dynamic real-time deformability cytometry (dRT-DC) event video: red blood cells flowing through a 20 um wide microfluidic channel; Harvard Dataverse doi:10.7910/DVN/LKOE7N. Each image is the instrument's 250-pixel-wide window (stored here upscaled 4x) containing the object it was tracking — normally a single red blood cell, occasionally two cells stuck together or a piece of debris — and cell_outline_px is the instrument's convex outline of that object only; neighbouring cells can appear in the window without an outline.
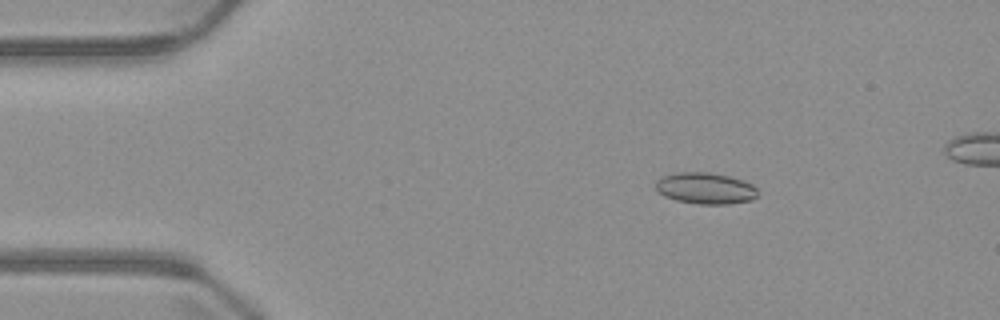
{"species": "common noctule bat (a hibernating species)", "species_latin": "Nyctalus noctula", "temperature_condition": "warm", "stored_images_in_passage": 7, "camera_frame_rate_fps": 3000, "um_per_image_px": 0.085, "animal": {"sex": "male", "body_mass_g": 23.1, "forearm_length_mm": 52.7}, "frame": {"image": 1, "passage_image": 2, "time_ms": 1.667, "image_size_px": [1000, 320], "cell_outline_px": [[756, 196], [752, 200], [728, 204], [700, 204], [676, 200], [664, 196], [656, 188], [656, 180], [660, 176], [676, 172], [708, 172], [728, 176], [744, 180], [752, 184], [756, 188]], "centroid_in_image_um": [59.94, 15.99], "position_along_channel_um": 25.1, "area_um2": 18.67}}
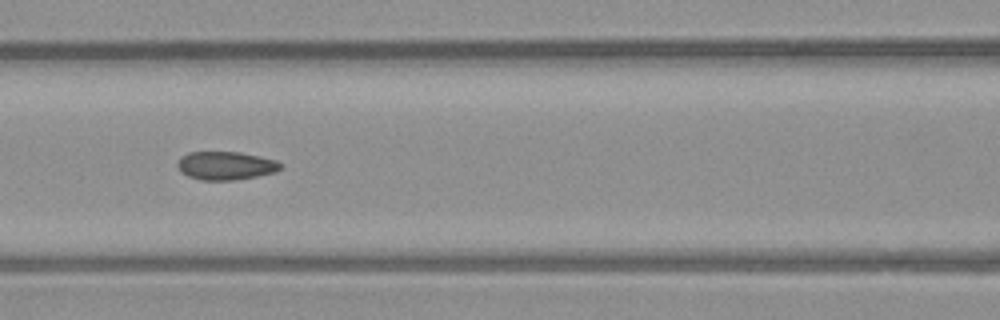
{"frame": {"image": 2, "passage_image": 6, "time_ms": 6.333, "image_size_px": [1000, 320], "cell_outline_px": [[284, 164], [276, 172], [256, 176], [232, 180], [200, 180], [188, 176], [180, 172], [176, 164], [188, 152], [240, 152], [260, 156], [276, 160]], "centroid_in_image_um": [19.2, 14.08], "position_along_channel_um": 147.4, "area_um2": 16.99}}
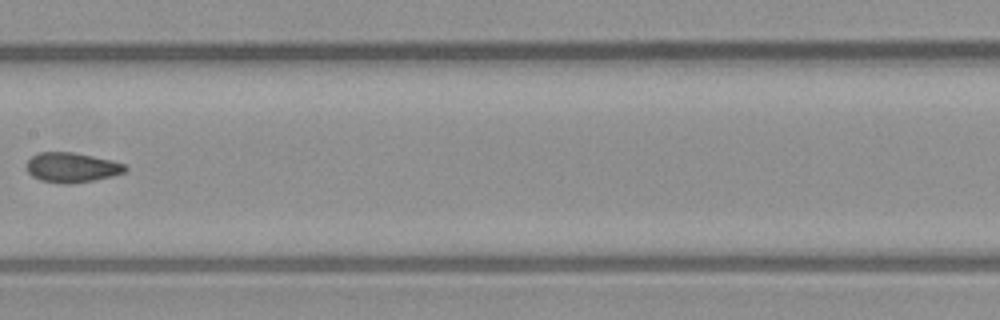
{"frame": {"image": 3, "passage_image": 7, "time_ms": 7.667, "image_size_px": [1000, 320], "cell_outline_px": [[128, 168], [124, 172], [112, 176], [92, 180], [68, 184], [64, 184], [40, 180], [32, 176], [28, 172], [28, 160], [32, 156], [40, 152], [72, 152], [112, 160], [124, 164]], "centroid_in_image_um": [6.11, 14.23], "position_along_channel_um": 201.3, "area_um2": 16.94}}